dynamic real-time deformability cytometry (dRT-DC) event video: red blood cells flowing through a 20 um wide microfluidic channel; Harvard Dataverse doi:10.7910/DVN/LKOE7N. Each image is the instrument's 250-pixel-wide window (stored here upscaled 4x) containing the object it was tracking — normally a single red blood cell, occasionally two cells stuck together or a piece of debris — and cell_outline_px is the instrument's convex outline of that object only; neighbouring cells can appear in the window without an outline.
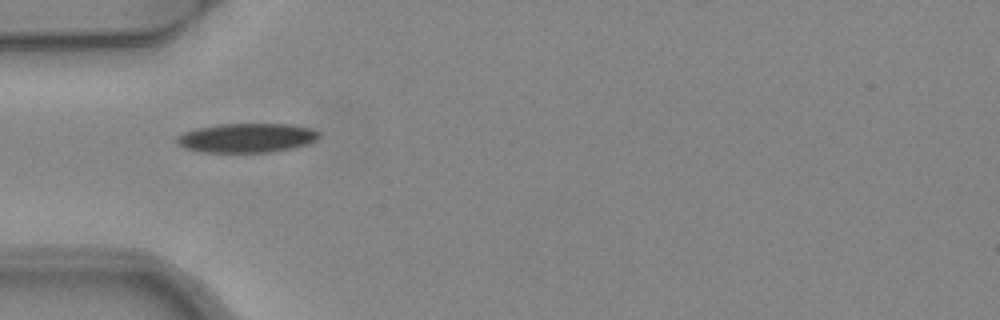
{"species": "common noctule bat (a hibernating species)", "species_latin": "Nyctalus noctula", "temperature_condition": "warm", "stored_images_in_passage": 4, "camera_frame_rate_fps": 3000, "um_per_image_px": 0.085, "animal": {"sex": "female", "body_mass_g": 24.6, "forearm_length_mm": 56.2}, "frame": {"image": 1, "passage_image": 1, "time_ms": 0.0, "image_size_px": [1000, 320], "cell_outline_px": [[320, 136], [316, 140], [292, 148], [272, 152], [204, 152], [184, 148], [176, 144], [176, 136], [184, 132], [196, 128], [220, 124], [292, 124], [312, 128], [320, 132]], "centroid_in_image_um": [20.96, 11.71], "position_along_channel_um": 64.0, "area_um2": 24.33}}
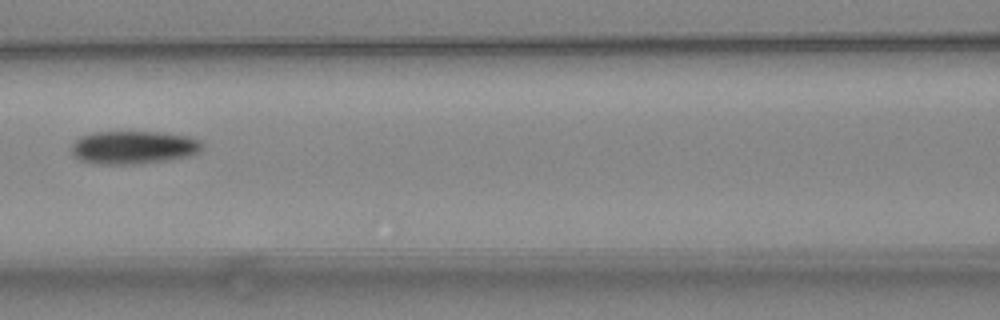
{"frame": {"image": 2, "passage_image": 3, "time_ms": 0.667, "image_size_px": [1000, 320], "cell_outline_px": [[204, 148], [200, 152], [192, 156], [168, 160], [124, 164], [108, 164], [80, 160], [72, 152], [72, 144], [80, 136], [92, 132], [160, 132], [192, 136], [200, 140], [204, 144]], "centroid_in_image_um": [11.44, 12.51], "position_along_channel_um": 155.2, "area_um2": 25.26}}
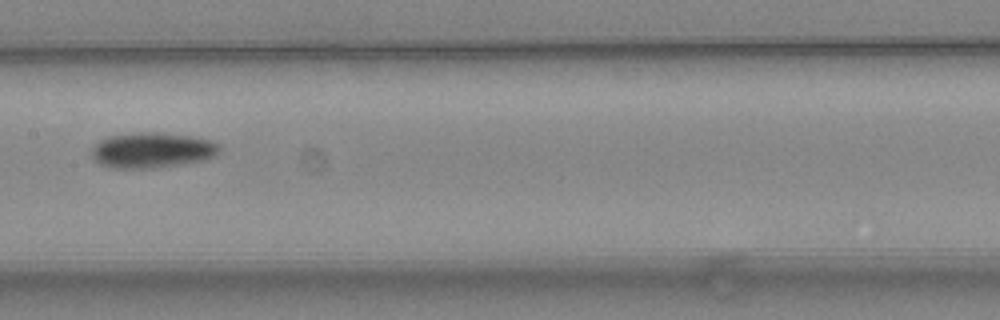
{"frame": {"image": 3, "passage_image": 4, "time_ms": 1.0, "image_size_px": [1000, 320], "cell_outline_px": [[220, 152], [216, 156], [204, 160], [156, 168], [112, 168], [100, 164], [92, 160], [92, 148], [100, 140], [108, 136], [136, 132], [160, 132], [192, 136], [212, 140], [220, 144]], "centroid_in_image_um": [12.95, 12.76], "position_along_channel_um": 194.5, "area_um2": 26.76}}